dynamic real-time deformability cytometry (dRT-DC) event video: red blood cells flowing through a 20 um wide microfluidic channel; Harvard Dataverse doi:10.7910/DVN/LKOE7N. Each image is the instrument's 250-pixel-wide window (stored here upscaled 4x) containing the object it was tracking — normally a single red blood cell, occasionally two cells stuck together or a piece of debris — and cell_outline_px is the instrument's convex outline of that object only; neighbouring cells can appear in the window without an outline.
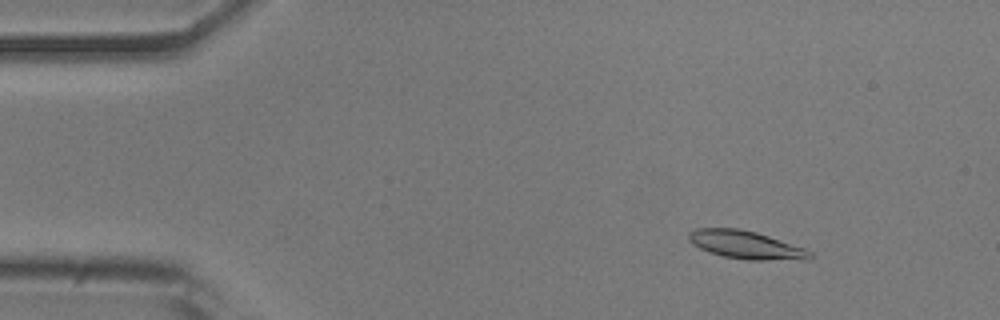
{"species": "common noctule bat (a hibernating species)", "species_latin": "Nyctalus noctula", "temperature_condition": "room temperature", "stored_images_in_passage": 15, "camera_frame_rate_fps": 3000, "um_per_image_px": 0.085, "animal": {"sex": "male", "body_mass_g": 20.5, "forearm_length_mm": 52.5}, "frame": {"image": 1, "passage_image": 7, "time_ms": 2.0, "image_size_px": [1000, 320], "cell_outline_px": [[812, 256], [808, 260], [748, 260], [724, 256], [700, 248], [692, 244], [688, 240], [688, 232], [696, 228], [740, 228], [756, 232], [804, 248], [812, 252]], "centroid_in_image_um": [63.4, 20.81], "position_along_channel_um": 21.6, "area_um2": 19.77}}